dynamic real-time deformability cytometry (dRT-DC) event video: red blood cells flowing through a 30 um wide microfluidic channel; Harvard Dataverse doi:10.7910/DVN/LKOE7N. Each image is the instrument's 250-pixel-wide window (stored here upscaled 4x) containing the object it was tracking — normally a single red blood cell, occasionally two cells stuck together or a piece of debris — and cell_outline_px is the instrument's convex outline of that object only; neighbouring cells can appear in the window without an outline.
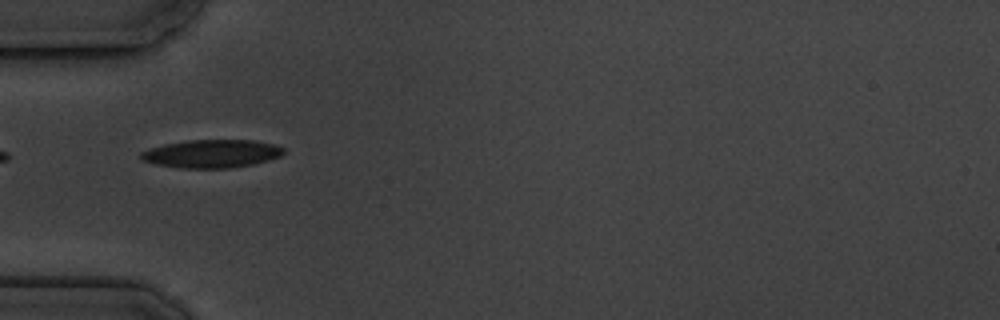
{"species": "common noctule bat (a hibernating species)", "species_latin": "Nyctalus noctula", "temperature_condition": "cold", "stored_images_in_passage": 7, "camera_frame_rate_fps": 3000, "um_per_image_px": 0.085, "animal": {"sex": "male", "body_mass_g": 19.5, "forearm_length_mm": 54.6}, "frame": {"image": 1, "passage_image": 5, "time_ms": 5.667, "image_size_px": [1000, 320], "cell_outline_px": [[284, 152], [280, 156], [268, 160], [252, 164], [228, 168], [180, 168], [156, 164], [140, 160], [140, 152], [164, 144], [188, 140], [252, 140], [276, 144], [284, 148]], "centroid_in_image_um": [17.99, 13.06], "position_along_channel_um": 67.0, "area_um2": 23.35}}
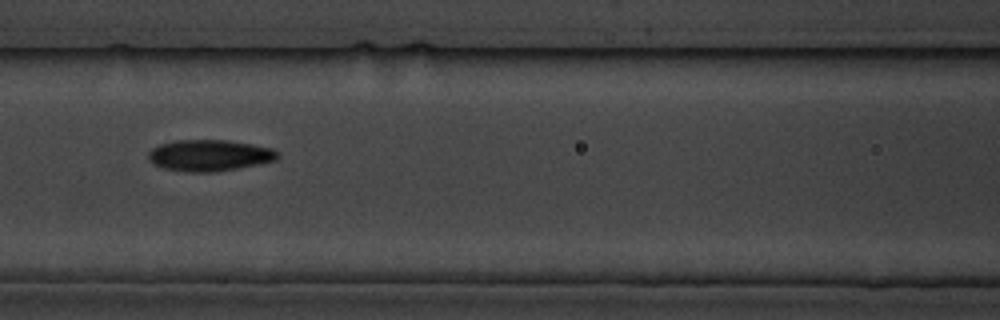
{"frame": {"image": 2, "passage_image": 7, "time_ms": 8.0, "image_size_px": [1000, 320], "cell_outline_px": [[280, 156], [276, 160], [260, 164], [216, 172], [188, 172], [164, 168], [152, 164], [148, 160], [148, 152], [152, 148], [160, 144], [176, 140], [228, 140], [252, 144], [272, 148], [280, 152]], "centroid_in_image_um": [17.82, 13.21], "position_along_channel_um": 148.8, "area_um2": 23.87}}